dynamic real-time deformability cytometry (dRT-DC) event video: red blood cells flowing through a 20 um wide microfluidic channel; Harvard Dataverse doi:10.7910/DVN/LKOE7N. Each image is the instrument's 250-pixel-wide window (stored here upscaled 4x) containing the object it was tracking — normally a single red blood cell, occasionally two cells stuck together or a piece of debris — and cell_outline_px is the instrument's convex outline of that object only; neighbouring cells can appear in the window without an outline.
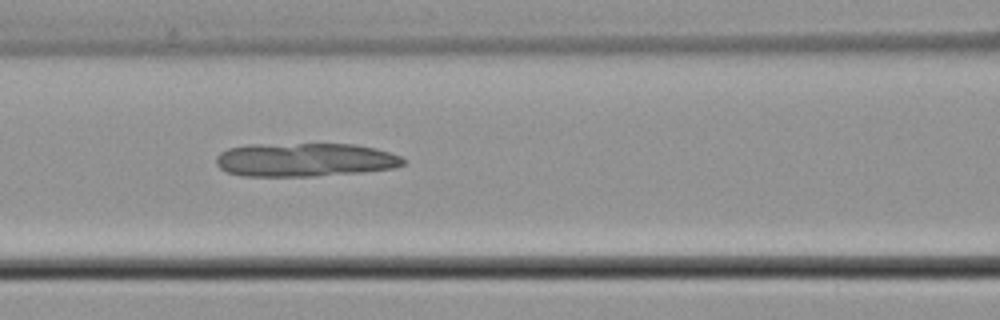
{"species": "common noctule bat (a hibernating species)", "species_latin": "Nyctalus noctula", "temperature_condition": "cold", "stored_images_in_passage": 53, "camera_frame_rate_fps": 3000, "um_per_image_px": 0.085, "animal": {"sex": "male", "body_mass_g": 21.5, "forearm_length_mm": 52.0}, "frame": {"image": 1, "passage_image": 23, "time_ms": 7.333, "image_size_px": [1000, 320], "cell_outline_px": [[404, 164], [392, 168], [360, 172], [316, 176], [244, 176], [228, 172], [220, 168], [216, 164], [216, 156], [220, 152], [228, 148], [252, 144], [352, 144], [376, 148], [400, 156], [404, 160]], "centroid_in_image_um": [25.87, 13.58], "position_along_channel_um": 140.7, "area_um2": 36.59}}
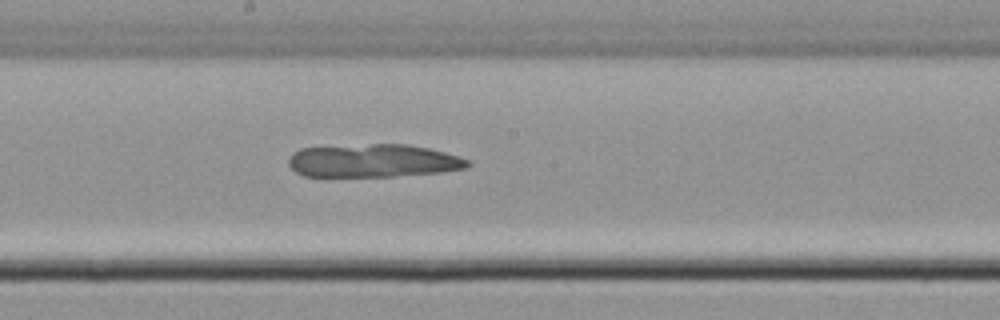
{"frame": {"image": 2, "passage_image": 29, "time_ms": 9.333, "image_size_px": [1000, 320], "cell_outline_px": [[472, 164], [464, 168], [440, 172], [392, 176], [304, 176], [296, 172], [288, 164], [288, 160], [292, 152], [300, 148], [372, 144], [408, 144], [428, 148], [460, 156], [468, 160]], "centroid_in_image_um": [31.71, 13.66], "position_along_channel_um": 216.5, "area_um2": 34.45}}
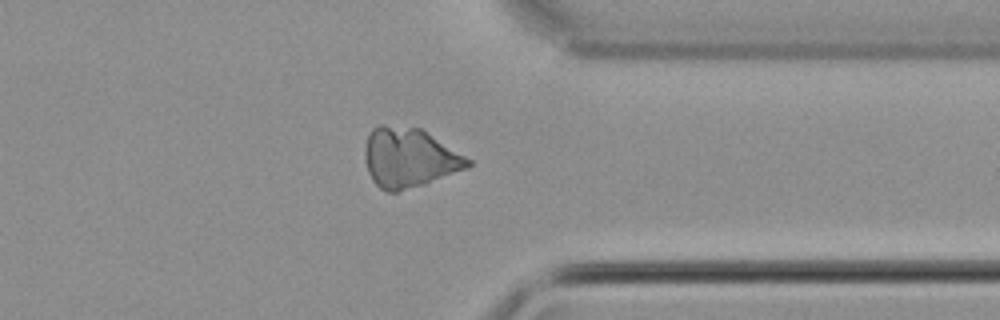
{"frame": {"image": 3, "passage_image": 42, "time_ms": 13.667, "image_size_px": [1000, 320], "cell_outline_px": [[472, 164], [468, 168], [424, 184], [396, 192], [388, 192], [380, 188], [372, 180], [368, 172], [364, 156], [364, 148], [368, 136], [372, 128], [380, 124], [384, 124], [420, 128], [472, 160]], "centroid_in_image_um": [34.76, 13.4], "position_along_channel_um": 376.6, "area_um2": 35.66}}